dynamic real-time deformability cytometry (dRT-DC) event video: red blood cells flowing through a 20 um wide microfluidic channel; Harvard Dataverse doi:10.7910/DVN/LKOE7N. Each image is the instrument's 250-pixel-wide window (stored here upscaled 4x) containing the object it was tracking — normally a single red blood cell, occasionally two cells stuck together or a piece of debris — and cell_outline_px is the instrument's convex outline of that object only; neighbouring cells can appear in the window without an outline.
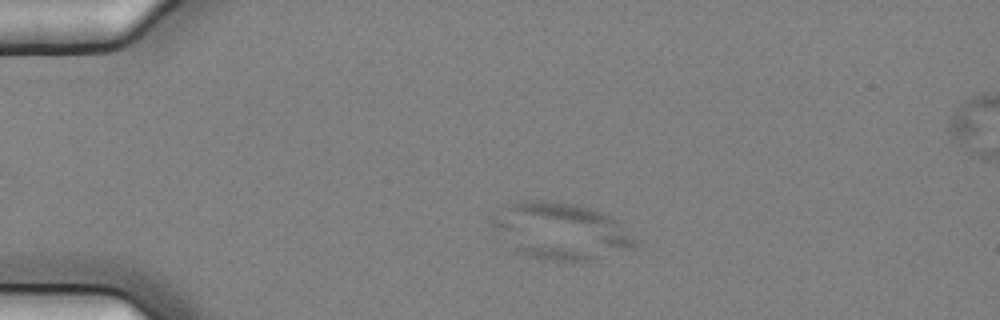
{"species": "common noctule bat (a hibernating species)", "species_latin": "Nyctalus noctula", "temperature_condition": "cold", "stored_images_in_passage": 8, "camera_frame_rate_fps": 3000, "um_per_image_px": 0.085, "animal": {"sex": "female", "body_mass_g": 25.1}, "frame": {"image": 1, "passage_image": 1, "time_ms": 0.0, "image_size_px": [1000, 320], "cell_outline_px": [[640, 244], [632, 248], [596, 260], [580, 264], [572, 264], [528, 256], [516, 252], [488, 224], [488, 216], [504, 204], [516, 200], [552, 200], [576, 204], [596, 208], [612, 216]], "centroid_in_image_um": [47.6, 19.63], "position_along_channel_um": 37.4, "area_um2": 49.01}}
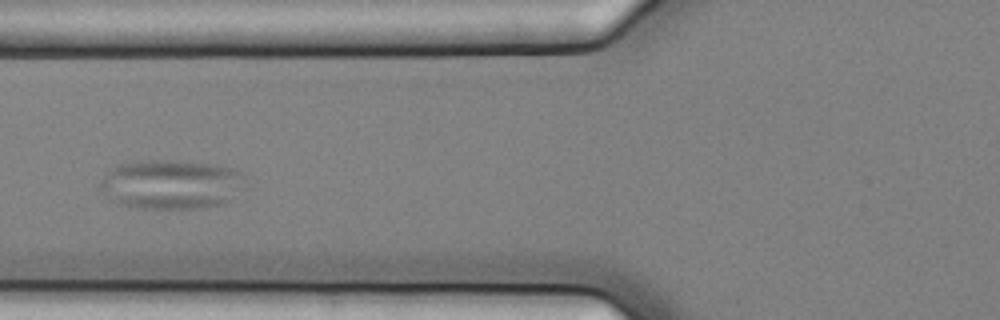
{"frame": {"image": 2, "passage_image": 4, "time_ms": 1.0, "image_size_px": [1000, 320], "cell_outline_px": [[244, 188], [228, 200], [220, 204], [204, 208], [136, 208], [120, 204], [112, 200], [100, 188], [100, 184], [108, 172], [112, 168], [120, 164], [140, 160], [180, 160], [208, 164], [232, 168], [244, 172]], "centroid_in_image_um": [14.58, 15.66], "position_along_channel_um": 111.2, "area_um2": 41.67}}
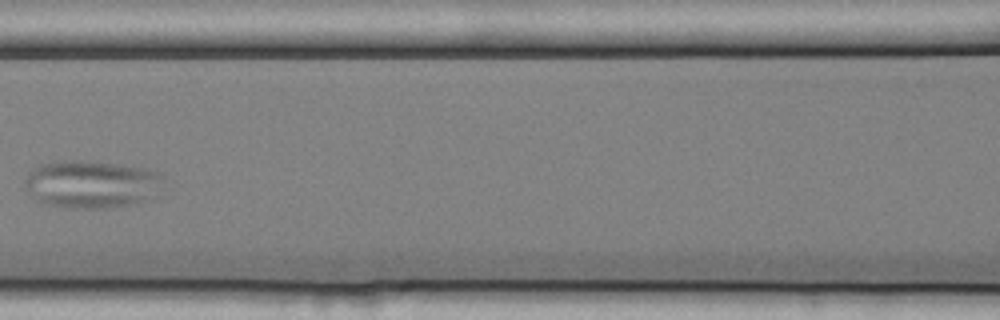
{"frame": {"image": 3, "passage_image": 5, "time_ms": 1.333, "image_size_px": [1000, 320], "cell_outline_px": [[164, 180], [148, 196], [140, 200], [128, 204], [108, 208], [64, 208], [48, 204], [36, 200], [28, 188], [24, 180], [28, 172], [32, 168], [40, 164], [64, 160], [76, 160], [120, 164], [144, 168], [160, 172], [164, 176]], "centroid_in_image_um": [7.71, 15.63], "position_along_channel_um": 158.9, "area_um2": 37.92}}